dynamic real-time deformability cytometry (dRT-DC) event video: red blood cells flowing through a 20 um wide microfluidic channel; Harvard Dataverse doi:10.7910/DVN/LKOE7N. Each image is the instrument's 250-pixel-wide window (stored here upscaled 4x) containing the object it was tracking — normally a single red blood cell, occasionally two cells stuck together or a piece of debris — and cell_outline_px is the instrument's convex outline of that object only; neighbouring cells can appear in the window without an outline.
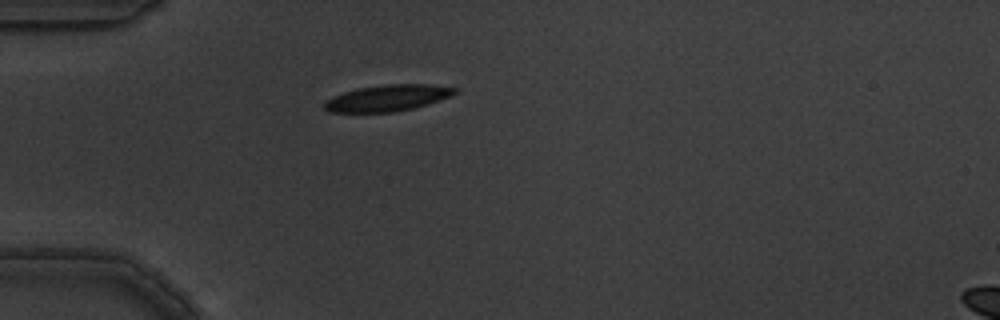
{"species": "common noctule bat (a hibernating species)", "species_latin": "Nyctalus noctula", "temperature_condition": "warm", "stored_images_in_passage": 2, "camera_frame_rate_fps": 3000, "um_per_image_px": 0.085, "animal": {"sex": "male", "body_mass_g": 19.5, "forearm_length_mm": 54.6}, "frame": {"image": 1, "passage_image": 1, "time_ms": 0.0, "image_size_px": [1000, 320], "cell_outline_px": [[460, 92], [428, 104], [412, 108], [392, 112], [328, 112], [324, 108], [324, 104], [332, 96], [356, 88], [384, 84], [432, 84], [460, 88]], "centroid_in_image_um": [32.98, 8.31], "position_along_channel_um": 52.0, "area_um2": 20.11}}